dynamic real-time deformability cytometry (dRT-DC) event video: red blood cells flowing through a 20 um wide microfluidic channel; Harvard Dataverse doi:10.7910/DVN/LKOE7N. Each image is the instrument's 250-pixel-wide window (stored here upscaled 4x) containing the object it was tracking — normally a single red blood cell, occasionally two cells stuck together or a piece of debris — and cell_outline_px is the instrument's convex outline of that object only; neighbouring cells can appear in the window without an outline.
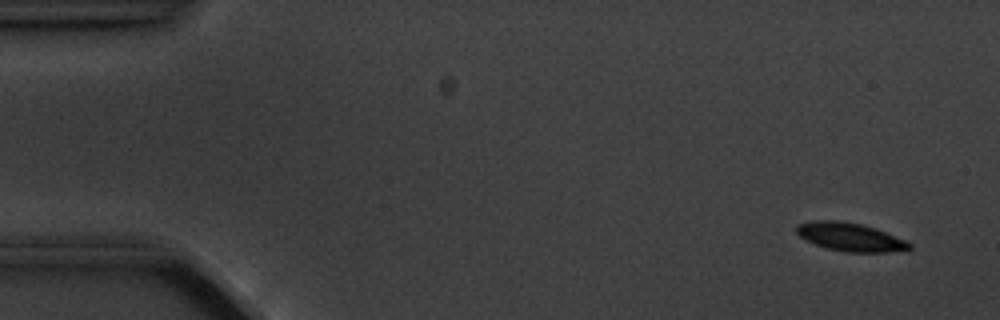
{"species": "common noctule bat (a hibernating species)", "species_latin": "Nyctalus noctula", "temperature_condition": "cold", "stored_images_in_passage": 5, "camera_frame_rate_fps": 3000, "um_per_image_px": 0.085, "animal": {"sex": "male", "body_mass_g": 20.1, "forearm_length_mm": 53.5}, "frame": {"image": 1, "passage_image": 2, "time_ms": 1.0, "image_size_px": [1000, 320], "cell_outline_px": [[912, 248], [888, 252], [844, 252], [828, 248], [816, 244], [800, 236], [796, 232], [796, 224], [816, 220], [836, 220], [860, 224], [876, 228], [904, 240], [912, 244]], "centroid_in_image_um": [72.25, 20.14], "position_along_channel_um": 12.7, "area_um2": 18.38}}